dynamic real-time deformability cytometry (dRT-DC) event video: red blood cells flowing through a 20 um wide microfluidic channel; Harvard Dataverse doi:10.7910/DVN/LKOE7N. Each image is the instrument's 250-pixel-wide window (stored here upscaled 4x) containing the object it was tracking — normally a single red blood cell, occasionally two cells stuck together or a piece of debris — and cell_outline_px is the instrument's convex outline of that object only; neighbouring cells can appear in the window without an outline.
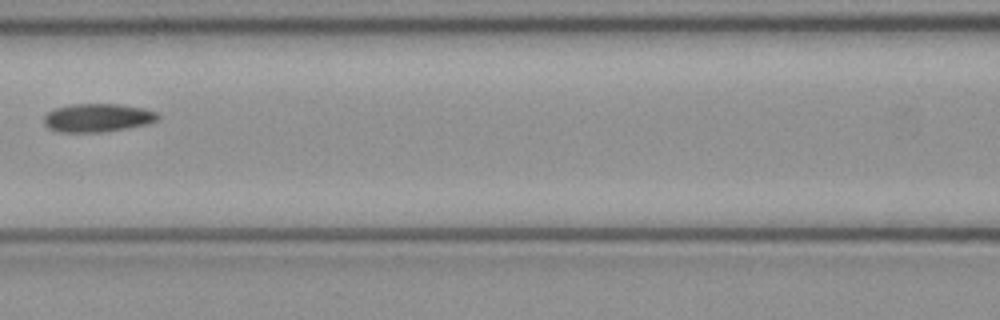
{"species": "common noctule bat (a hibernating species)", "species_latin": "Nyctalus noctula", "temperature_condition": "cold", "stored_images_in_passage": 5, "camera_frame_rate_fps": 3000, "um_per_image_px": 0.085, "animal": {"sex": "female", "body_mass_g": 21.9}, "frame": {"image": 1, "passage_image": 5, "time_ms": 1.333, "image_size_px": [1000, 320], "cell_outline_px": [[160, 116], [156, 120], [148, 124], [128, 128], [104, 132], [56, 132], [48, 128], [44, 124], [44, 116], [48, 112], [56, 108], [68, 104], [120, 104], [144, 108], [160, 112]], "centroid_in_image_um": [8.31, 10.01], "position_along_channel_um": 158.3, "area_um2": 19.13}}